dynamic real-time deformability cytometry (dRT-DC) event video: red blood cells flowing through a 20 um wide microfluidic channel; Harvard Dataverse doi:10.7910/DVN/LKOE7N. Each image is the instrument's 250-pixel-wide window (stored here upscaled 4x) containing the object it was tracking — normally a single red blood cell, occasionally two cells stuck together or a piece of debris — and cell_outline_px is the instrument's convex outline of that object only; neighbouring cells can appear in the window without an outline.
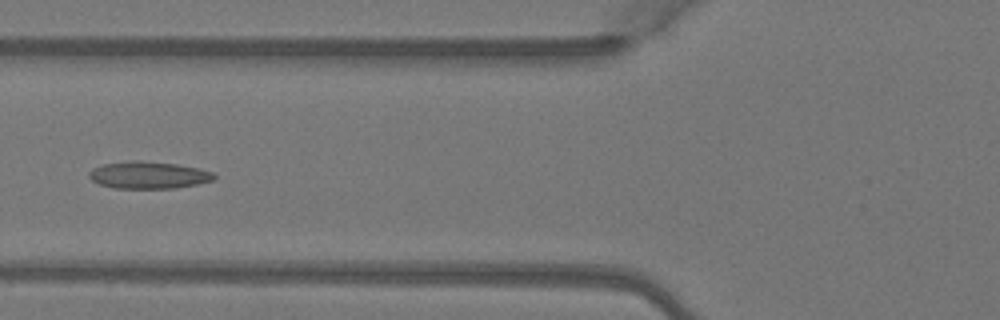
{"species": "Egyptian fruit bat (a non-hibernating species)", "species_latin": "Rousettus aegyptiacus", "temperature_condition": "warm", "stored_images_in_passage": 6, "camera_frame_rate_fps": 3000, "um_per_image_px": 0.085, "animal": {"sex": "female"}, "frame": {"image": 1, "passage_image": 5, "time_ms": 1.333, "image_size_px": [1000, 320], "cell_outline_px": [[216, 180], [176, 188], [116, 188], [100, 184], [92, 180], [88, 176], [88, 172], [92, 168], [104, 164], [132, 160], [140, 160], [176, 164], [200, 168], [212, 172], [216, 176]], "centroid_in_image_um": [12.64, 14.87], "position_along_channel_um": 113.2, "area_um2": 19.83}}
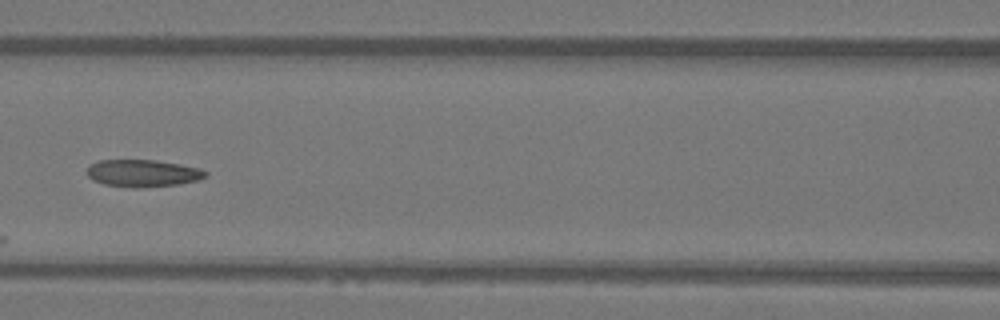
{"frame": {"image": 2, "passage_image": 6, "time_ms": 1.667, "image_size_px": [1000, 320], "cell_outline_px": [[208, 172], [200, 180], [176, 184], [140, 188], [136, 188], [104, 184], [92, 180], [84, 172], [88, 164], [100, 160], [156, 160], [180, 164], [200, 168]], "centroid_in_image_um": [12.08, 14.71], "position_along_channel_um": 154.5, "area_um2": 18.96}}